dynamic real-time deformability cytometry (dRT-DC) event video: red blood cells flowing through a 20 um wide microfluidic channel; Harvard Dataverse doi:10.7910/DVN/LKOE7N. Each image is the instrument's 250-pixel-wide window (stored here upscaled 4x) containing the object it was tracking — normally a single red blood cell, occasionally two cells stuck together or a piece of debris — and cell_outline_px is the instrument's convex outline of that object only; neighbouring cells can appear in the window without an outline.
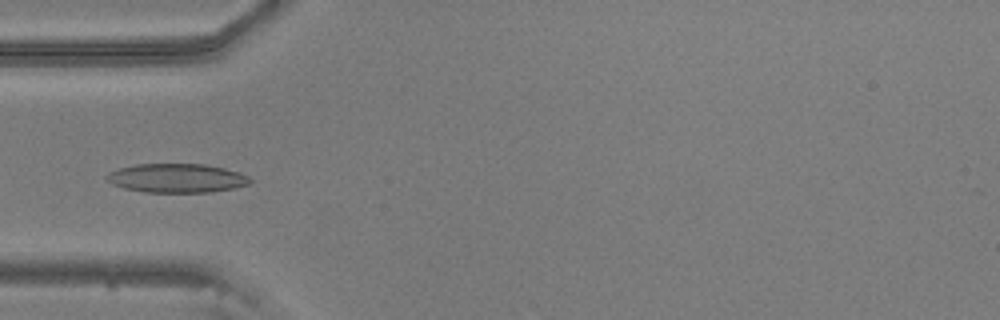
{"species": "common noctule bat (a hibernating species)", "species_latin": "Nyctalus noctula", "temperature_condition": "warm", "stored_images_in_passage": 51, "camera_frame_rate_fps": 3000, "um_per_image_px": 0.085, "animal": {"sex": "male", "body_mass_g": 20.5, "forearm_length_mm": 52.5}, "frame": {"image": 1, "passage_image": 17, "time_ms": 5.333, "image_size_px": [1000, 320], "cell_outline_px": [[252, 180], [248, 184], [236, 188], [212, 192], [144, 192], [124, 188], [112, 184], [104, 176], [108, 172], [120, 168], [136, 164], [204, 164], [224, 168], [240, 172], [248, 176]], "centroid_in_image_um": [15.03, 15.14], "position_along_channel_um": 70.0, "area_um2": 24.28}}
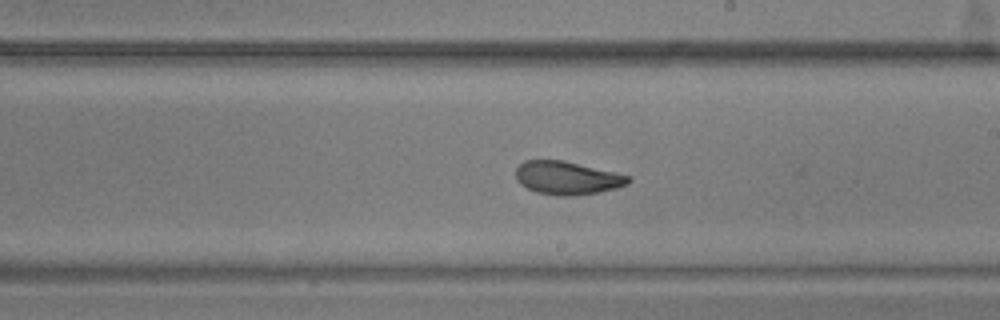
{"frame": {"image": 2, "passage_image": 31, "time_ms": 10.0, "image_size_px": [1000, 320], "cell_outline_px": [[632, 180], [628, 184], [616, 188], [600, 192], [572, 196], [556, 196], [536, 192], [520, 184], [516, 180], [516, 168], [524, 160], [564, 160], [632, 176]], "centroid_in_image_um": [48.23, 15.13], "position_along_channel_um": 240.8, "area_um2": 22.02}}
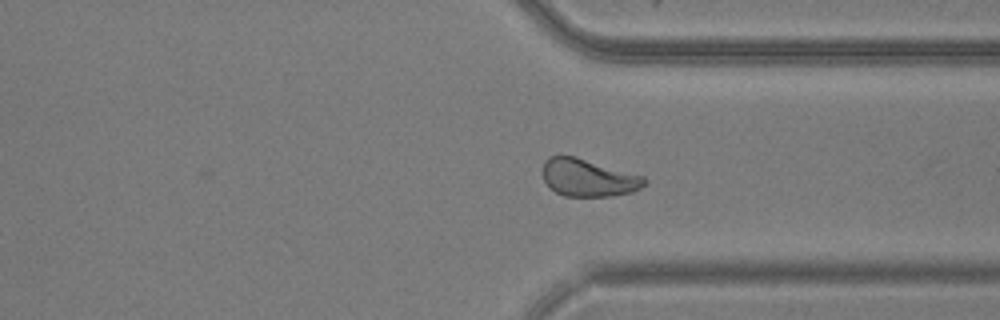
{"frame": {"image": 3, "passage_image": 41, "time_ms": 13.333, "image_size_px": [1000, 320], "cell_outline_px": [[648, 180], [640, 188], [632, 192], [612, 196], [564, 196], [556, 192], [544, 180], [544, 160], [548, 156], [576, 156], [644, 176]], "centroid_in_image_um": [50.03, 15.1], "position_along_channel_um": 361.4, "area_um2": 22.14}, "authors_computed_cell_mechanics": {"area_um2": 22.0218, "velocity_mm_per_s": 3.631, "shape_relaxation_time_tau1_ms": 5.1491, "shape_relaxation_time_tau2_ms": 1.5082, "deformation_change_tau1": 0.157, "deformation_change_tau2": 0.0793}}